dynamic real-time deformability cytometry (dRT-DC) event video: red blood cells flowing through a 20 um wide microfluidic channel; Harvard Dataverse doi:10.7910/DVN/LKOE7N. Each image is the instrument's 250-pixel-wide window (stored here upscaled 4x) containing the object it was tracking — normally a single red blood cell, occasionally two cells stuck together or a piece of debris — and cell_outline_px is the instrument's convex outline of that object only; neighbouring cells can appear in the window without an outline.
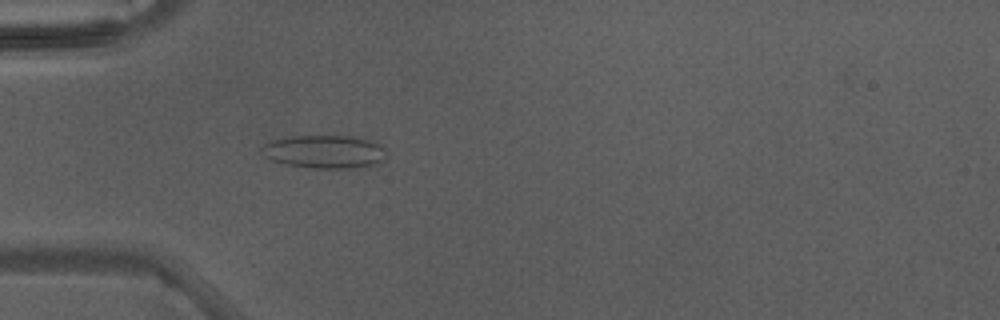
{"species": "Egyptian fruit bat (a non-hibernating species)", "species_latin": "Rousettus aegyptiacus", "temperature_condition": "warm", "stored_images_in_passage": 4, "camera_frame_rate_fps": 3000, "um_per_image_px": 0.085, "animal": {"sex": "male"}, "frame": {"image": 1, "passage_image": 4, "time_ms": 1.0, "image_size_px": [1000, 320], "cell_outline_px": [[384, 156], [380, 160], [372, 164], [348, 168], [312, 168], [284, 164], [272, 160], [264, 156], [260, 148], [264, 144], [272, 140], [292, 136], [352, 136], [376, 144], [384, 148]], "centroid_in_image_um": [27.47, 12.89], "position_along_channel_um": 57.5, "area_um2": 23.52}}